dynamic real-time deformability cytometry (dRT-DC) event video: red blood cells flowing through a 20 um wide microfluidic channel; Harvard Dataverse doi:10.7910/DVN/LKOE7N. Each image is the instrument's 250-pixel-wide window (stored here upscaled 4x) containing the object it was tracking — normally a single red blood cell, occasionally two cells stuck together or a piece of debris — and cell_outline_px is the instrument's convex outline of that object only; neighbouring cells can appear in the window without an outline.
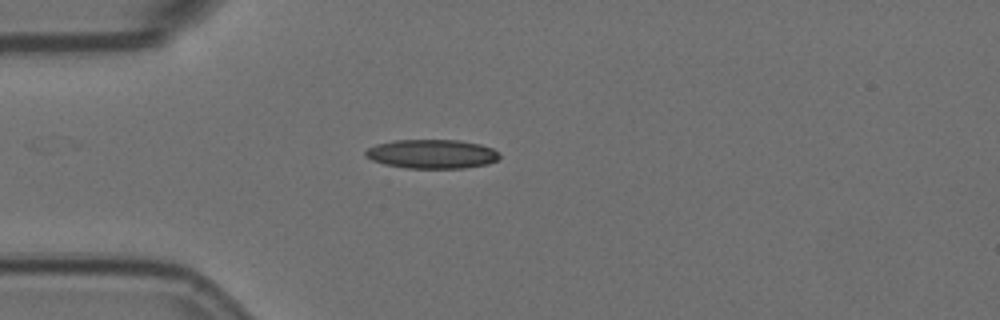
{"species": "Egyptian fruit bat (a non-hibernating species)", "species_latin": "Rousettus aegyptiacus", "temperature_condition": "room temperature", "stored_images_in_passage": 3, "camera_frame_rate_fps": 3000, "um_per_image_px": 0.085, "animal": {"sex": "female"}, "frame": {"image": 1, "passage_image": 3, "time_ms": 0.667, "image_size_px": [1000, 320], "cell_outline_px": [[500, 156], [496, 160], [488, 164], [464, 168], [404, 168], [384, 164], [372, 160], [364, 156], [364, 152], [368, 148], [376, 144], [396, 140], [460, 140], [480, 144], [492, 148], [500, 152]], "centroid_in_image_um": [36.71, 13.09], "position_along_channel_um": 48.3, "area_um2": 22.83}}